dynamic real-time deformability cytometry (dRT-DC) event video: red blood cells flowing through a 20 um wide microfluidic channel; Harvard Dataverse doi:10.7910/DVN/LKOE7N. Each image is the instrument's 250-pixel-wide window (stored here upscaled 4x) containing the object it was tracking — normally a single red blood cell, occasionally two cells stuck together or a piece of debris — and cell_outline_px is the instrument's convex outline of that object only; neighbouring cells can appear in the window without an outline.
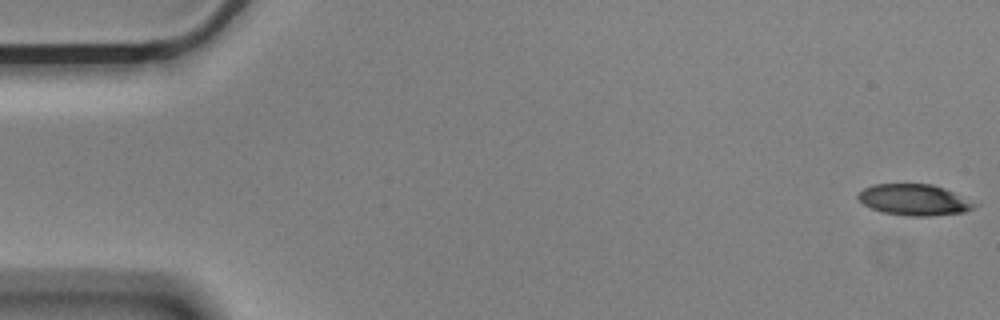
{"species": "Egyptian fruit bat (a non-hibernating species)", "species_latin": "Rousettus aegyptiacus", "temperature_condition": "cold", "stored_images_in_passage": 55, "camera_frame_rate_fps": 3000, "um_per_image_px": 0.085, "animal": {"sex": "male"}, "frame": {"image": 1, "passage_image": 1, "time_ms": 0.0, "image_size_px": [1000, 320], "cell_outline_px": [[980, 204], [964, 212], [928, 216], [908, 216], [884, 212], [872, 208], [864, 204], [856, 196], [864, 188], [872, 184], [932, 184], [944, 188]], "centroid_in_image_um": [77.72, 16.98], "position_along_channel_um": 7.3, "area_um2": 20.98}}
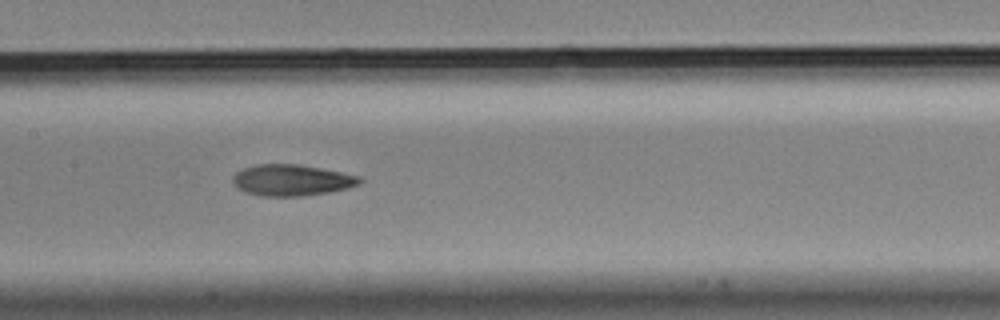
{"frame": {"image": 2, "passage_image": 27, "time_ms": 8.667, "image_size_px": [1000, 320], "cell_outline_px": [[364, 180], [360, 184], [348, 188], [328, 192], [300, 196], [264, 196], [248, 192], [236, 188], [232, 184], [232, 176], [236, 172], [244, 168], [256, 164], [300, 164], [360, 176]], "centroid_in_image_um": [24.79, 15.31], "position_along_channel_um": 182.6, "area_um2": 23.12}}
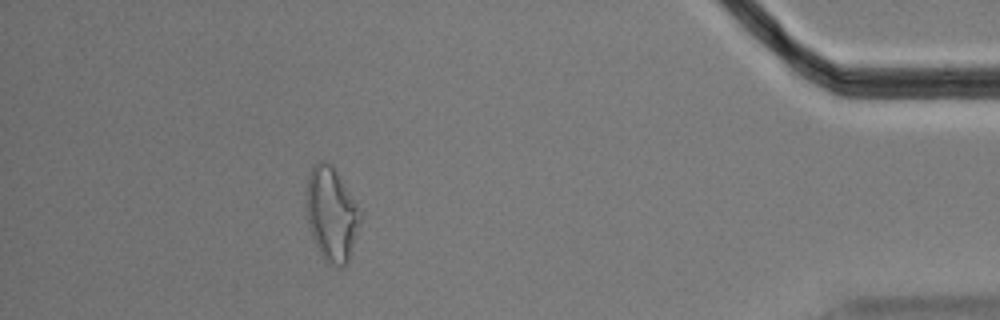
{"frame": {"image": 3, "passage_image": 50, "time_ms": 16.333, "image_size_px": [1000, 320], "cell_outline_px": [[360, 220], [348, 260], [344, 268], [332, 264], [320, 256], [312, 236], [308, 224], [304, 204], [304, 200], [308, 176], [312, 168], [320, 160], [324, 160], [332, 164], [356, 204], [360, 212]], "centroid_in_image_um": [28.12, 18.18], "position_along_channel_um": 407.1, "area_um2": 29.3}}